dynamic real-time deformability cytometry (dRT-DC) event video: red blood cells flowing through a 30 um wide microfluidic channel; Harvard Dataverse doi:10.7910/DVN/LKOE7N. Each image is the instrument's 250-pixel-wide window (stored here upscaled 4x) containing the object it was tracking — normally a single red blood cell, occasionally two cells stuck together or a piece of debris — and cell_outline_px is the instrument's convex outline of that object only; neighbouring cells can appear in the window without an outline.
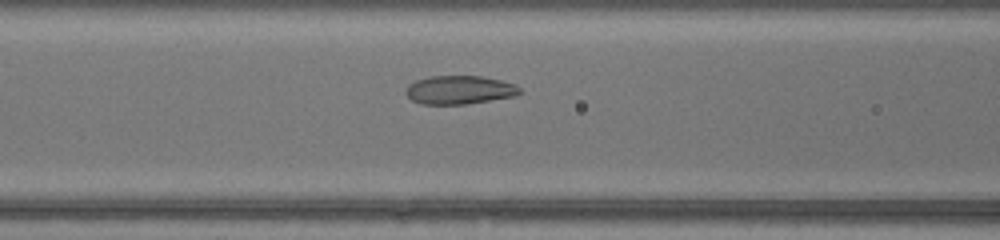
{"species": "common noctule bat (a hibernating species)", "species_latin": "Nyctalus noctula", "temperature_condition": "warm", "stored_images_in_passage": 41, "camera_frame_rate_fps": 3000, "um_per_image_px": 0.085, "animal": {"sex": "female", "body_mass_g": 17.0, "forearm_length_mm": 48.0}, "frame": {"image": 1, "passage_image": 13, "time_ms": 4.0, "image_size_px": [1000, 240], "cell_outline_px": [[520, 92], [512, 96], [464, 104], [420, 104], [412, 100], [408, 96], [408, 84], [416, 80], [432, 76], [480, 76], [500, 80], [512, 84], [520, 88]], "centroid_in_image_um": [39.01, 7.64], "position_along_channel_um": 127.6, "area_um2": 18.44}}
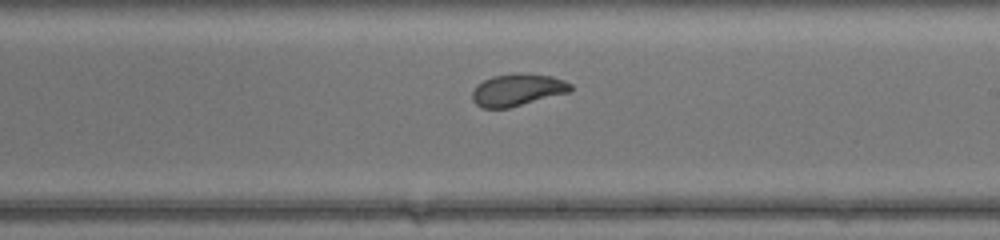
{"frame": {"image": 2, "passage_image": 21, "time_ms": 6.667, "image_size_px": [1000, 240], "cell_outline_px": [[572, 88], [568, 92], [508, 108], [484, 108], [476, 104], [472, 100], [472, 92], [476, 84], [492, 76], [552, 76], [564, 80], [572, 84]], "centroid_in_image_um": [43.94, 7.68], "position_along_channel_um": 245.1, "area_um2": 17.51}}
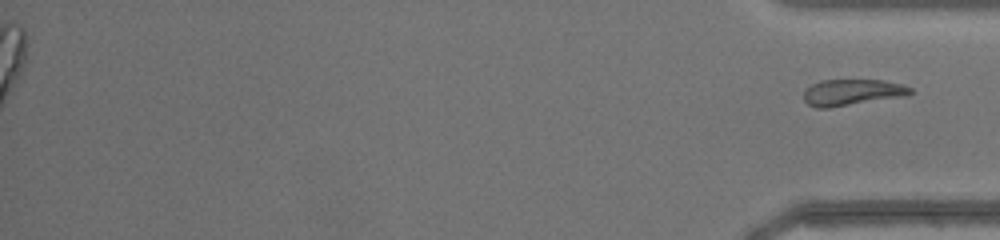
{"frame": {"image": 3, "passage_image": 41, "time_ms": 13.333, "image_size_px": [1000, 240], "cell_outline_px": [[912, 92], [896, 96], [828, 108], [816, 108], [808, 104], [804, 100], [804, 92], [812, 84], [824, 80], [880, 80], [900, 84], [912, 88]], "centroid_in_image_um": [72.33, 7.84], "position_along_channel_um": 362.9, "area_um2": 15.55}}